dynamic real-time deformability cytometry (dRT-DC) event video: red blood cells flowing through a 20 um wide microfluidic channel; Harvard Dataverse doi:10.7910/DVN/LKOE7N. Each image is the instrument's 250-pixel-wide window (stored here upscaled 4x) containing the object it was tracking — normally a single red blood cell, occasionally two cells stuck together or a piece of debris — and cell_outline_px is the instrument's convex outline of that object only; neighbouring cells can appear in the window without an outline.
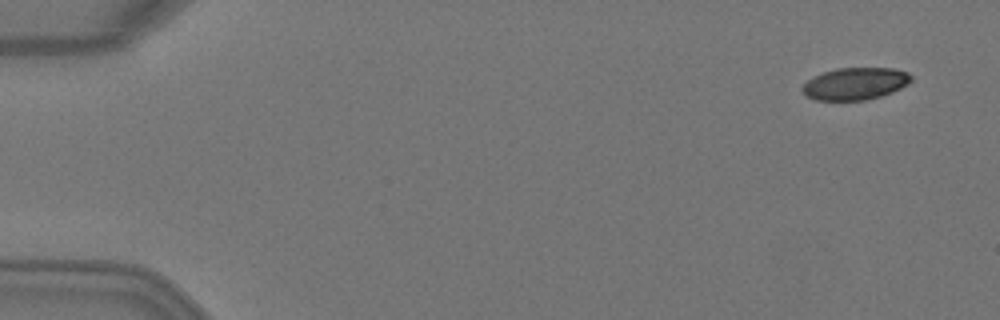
{"species": "Egyptian fruit bat (a non-hibernating species)", "species_latin": "Rousettus aegyptiacus", "temperature_condition": "warm", "stored_images_in_passage": 5, "camera_frame_rate_fps": 3000, "um_per_image_px": 0.085, "animal": {"sex": "female"}, "frame": {"image": 1, "passage_image": 1, "time_ms": 0.0, "image_size_px": [1000, 320], "cell_outline_px": [[912, 80], [908, 84], [892, 92], [880, 96], [864, 100], [816, 100], [808, 96], [800, 88], [808, 80], [824, 72], [836, 68], [892, 68], [908, 72], [912, 76]], "centroid_in_image_um": [72.72, 7.11], "position_along_channel_um": 12.3, "area_um2": 20.23}}